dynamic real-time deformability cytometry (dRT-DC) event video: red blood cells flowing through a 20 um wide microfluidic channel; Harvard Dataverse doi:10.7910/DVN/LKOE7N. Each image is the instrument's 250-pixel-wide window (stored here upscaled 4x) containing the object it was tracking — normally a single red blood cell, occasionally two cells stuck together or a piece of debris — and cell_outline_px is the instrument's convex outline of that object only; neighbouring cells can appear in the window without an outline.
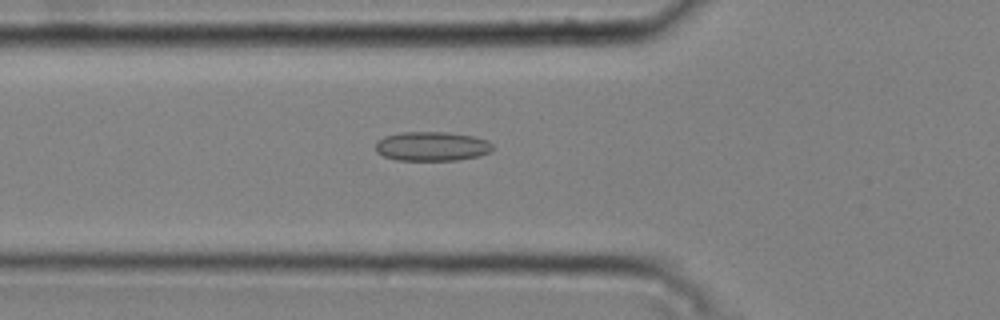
{"species": "common noctule bat (a hibernating species)", "species_latin": "Nyctalus noctula", "temperature_condition": "cold", "stored_images_in_passage": 48, "camera_frame_rate_fps": 3000, "um_per_image_px": 0.085, "animal": {"sex": "male", "body_mass_g": 20.4}, "frame": {"image": 1, "passage_image": 18, "time_ms": 5.667, "image_size_px": [1000, 320], "cell_outline_px": [[496, 148], [492, 152], [480, 156], [456, 160], [396, 160], [384, 156], [376, 152], [376, 140], [384, 136], [400, 132], [448, 132], [472, 136], [488, 140]], "centroid_in_image_um": [36.74, 12.43], "position_along_channel_um": 89.1, "area_um2": 20.29}}
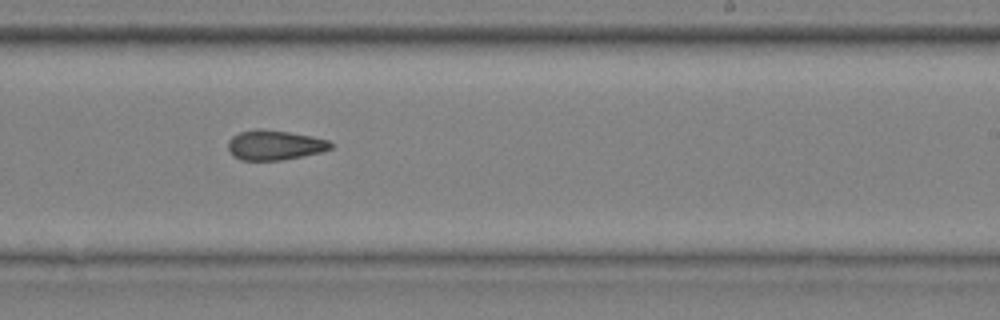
{"frame": {"image": 2, "passage_image": 32, "time_ms": 10.333, "image_size_px": [1000, 320], "cell_outline_px": [[332, 148], [320, 152], [284, 160], [240, 160], [232, 156], [228, 148], [228, 140], [232, 136], [240, 132], [256, 128], [260, 128], [288, 132], [312, 136], [328, 140], [332, 144]], "centroid_in_image_um": [23.31, 12.33], "position_along_channel_um": 265.7, "area_um2": 17.92}}
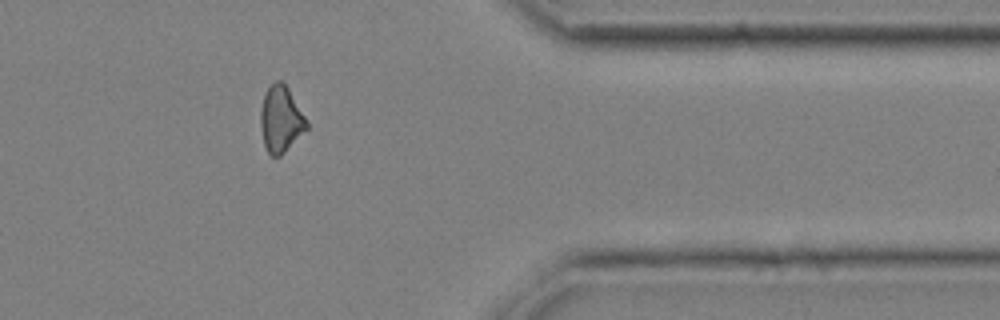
{"frame": {"image": 3, "passage_image": 43, "time_ms": 14.0, "image_size_px": [1000, 320], "cell_outline_px": [[308, 128], [280, 156], [272, 156], [268, 152], [264, 144], [260, 124], [260, 112], [264, 96], [268, 88], [276, 80], [280, 80], [288, 88], [308, 120]], "centroid_in_image_um": [23.88, 10.13], "position_along_channel_um": 387.5, "area_um2": 17.63}, "authors_computed_cell_mechanics": {"area_um2": 18.3226, "velocity_mm_per_s": 3.7785, "shape_relaxation_time_tau1_ms": null, "shape_relaxation_time_tau2_ms": 4.666, "deformation_change_tau1": null, "deformation_change_tau2": 0.1244}}